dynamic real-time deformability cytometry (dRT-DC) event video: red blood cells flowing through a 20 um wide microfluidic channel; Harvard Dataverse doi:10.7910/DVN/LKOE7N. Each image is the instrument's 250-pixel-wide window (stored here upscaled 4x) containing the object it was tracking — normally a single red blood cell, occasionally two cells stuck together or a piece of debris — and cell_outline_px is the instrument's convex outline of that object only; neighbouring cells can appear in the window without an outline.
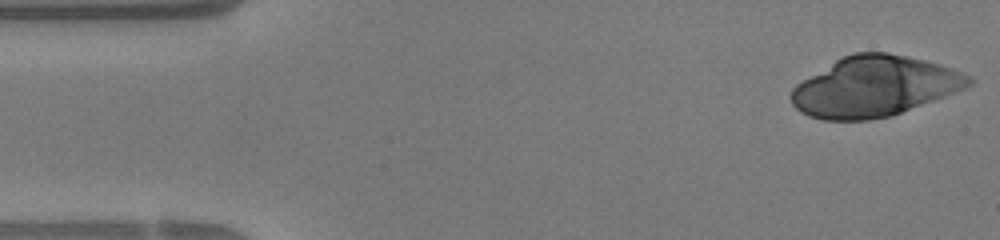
{"species": "human", "species_latin": "Homo sapiens", "temperature_condition": "warm", "stored_images_in_passage": 44, "camera_frame_rate_fps": 3000, "um_per_image_px": 0.085, "donor": {"sex": "female"}, "frame": {"image": 1, "passage_image": 1, "time_ms": 0.0, "image_size_px": [1000, 240], "cell_outline_px": [[972, 80], [968, 84], [960, 88], [900, 112], [888, 116], [864, 120], [824, 120], [800, 112], [792, 104], [792, 88], [796, 84], [836, 60], [844, 56], [856, 52], [884, 52], [904, 56], [936, 64], [948, 68], [968, 76]], "centroid_in_image_um": [74.19, 7.35], "position_along_channel_um": 10.8, "area_um2": 60.17}}
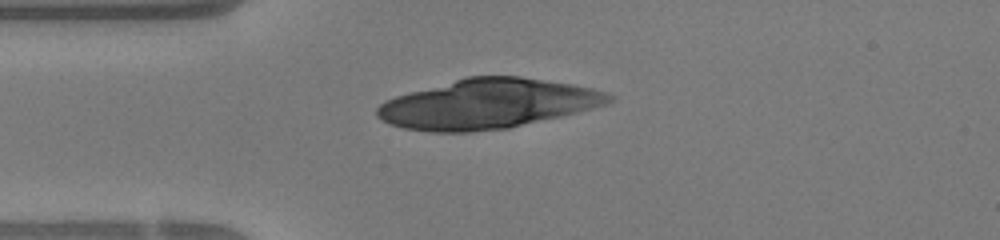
{"frame": {"image": 2, "passage_image": 10, "time_ms": 3.0, "image_size_px": [1000, 240], "cell_outline_px": [[612, 100], [604, 104], [508, 128], [468, 132], [436, 132], [404, 128], [392, 124], [376, 116], [376, 108], [380, 104], [396, 96], [468, 76], [516, 76], [568, 84], [588, 88], [604, 92], [612, 96]], "centroid_in_image_um": [41.35, 8.83], "position_along_channel_um": 43.6, "area_um2": 65.26}}